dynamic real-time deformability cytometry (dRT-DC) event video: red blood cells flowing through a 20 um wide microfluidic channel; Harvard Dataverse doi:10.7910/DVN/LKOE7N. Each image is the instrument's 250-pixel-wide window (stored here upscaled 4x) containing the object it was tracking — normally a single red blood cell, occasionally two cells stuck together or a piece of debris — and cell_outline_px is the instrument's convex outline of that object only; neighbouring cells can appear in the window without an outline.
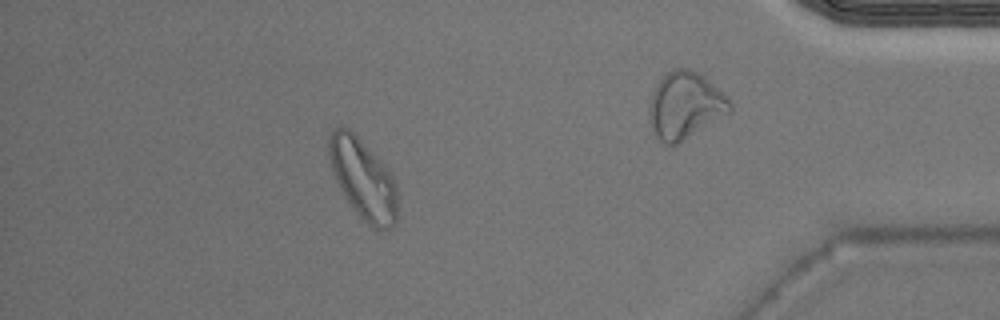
{"species": "Egyptian fruit bat (a non-hibernating species)", "species_latin": "Rousettus aegyptiacus", "temperature_condition": "warm", "stored_images_in_passage": 46, "camera_frame_rate_fps": 3000, "um_per_image_px": 0.085, "animal": {"sex": "male"}, "frame": {"image": 1, "passage_image": 40, "time_ms": 13.0, "image_size_px": [1000, 320], "cell_outline_px": [[396, 224], [388, 228], [376, 228], [364, 220], [360, 216], [348, 200], [340, 188], [336, 180], [332, 168], [328, 152], [328, 136], [336, 128], [348, 128], [388, 168], [396, 184]], "centroid_in_image_um": [30.86, 15.2], "position_along_channel_um": 404.3, "area_um2": 31.1}}